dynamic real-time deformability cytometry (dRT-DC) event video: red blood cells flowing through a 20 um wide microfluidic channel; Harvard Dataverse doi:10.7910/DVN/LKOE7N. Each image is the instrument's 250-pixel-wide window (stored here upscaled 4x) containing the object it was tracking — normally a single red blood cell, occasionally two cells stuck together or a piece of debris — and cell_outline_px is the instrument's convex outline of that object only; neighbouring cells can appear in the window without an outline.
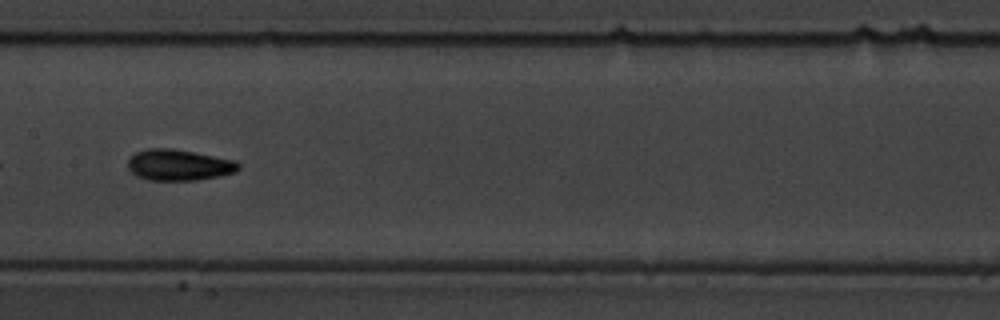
{"species": "common noctule bat (a hibernating species)", "species_latin": "Nyctalus noctula", "temperature_condition": "warm", "stored_images_in_passage": 50, "camera_frame_rate_fps": 3000, "um_per_image_px": 0.085, "animal": {"sex": "male", "body_mass_g": 19.5, "forearm_length_mm": 54.6}, "frame": {"image": 1, "passage_image": 22, "time_ms": 7.0, "image_size_px": [1000, 320], "cell_outline_px": [[240, 168], [236, 172], [220, 176], [196, 180], [148, 180], [136, 176], [128, 168], [128, 160], [136, 152], [148, 148], [172, 148], [236, 160], [240, 164]], "centroid_in_image_um": [15.22, 14.02], "position_along_channel_um": 192.2, "area_um2": 20.11}}
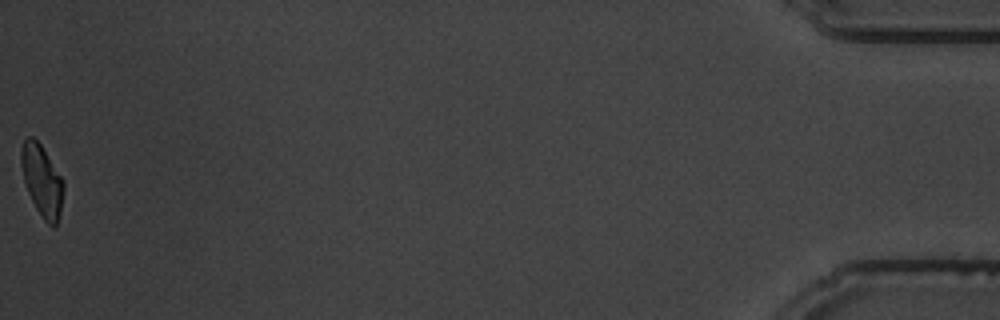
{"frame": {"image": 2, "passage_image": 50, "time_ms": 16.333, "image_size_px": [1000, 320], "cell_outline_px": [[64, 188], [60, 212], [56, 224], [52, 228], [44, 220], [36, 208], [28, 192], [24, 180], [20, 164], [20, 152], [24, 140], [28, 136], [32, 136], [40, 144], [60, 176], [64, 184]], "centroid_in_image_um": [3.55, 15.35], "position_along_channel_um": 431.7, "area_um2": 17.28}, "authors_computed_cell_mechanics": {"area_um2": 19.0162, "velocity_mm_per_s": 3.6124, "shape_relaxation_time_tau1_ms": 3.656, "shape_relaxation_time_tau2_ms": 2.7934, "deformation_change_tau1": 0.1698, "deformation_change_tau2": 0.0649}}